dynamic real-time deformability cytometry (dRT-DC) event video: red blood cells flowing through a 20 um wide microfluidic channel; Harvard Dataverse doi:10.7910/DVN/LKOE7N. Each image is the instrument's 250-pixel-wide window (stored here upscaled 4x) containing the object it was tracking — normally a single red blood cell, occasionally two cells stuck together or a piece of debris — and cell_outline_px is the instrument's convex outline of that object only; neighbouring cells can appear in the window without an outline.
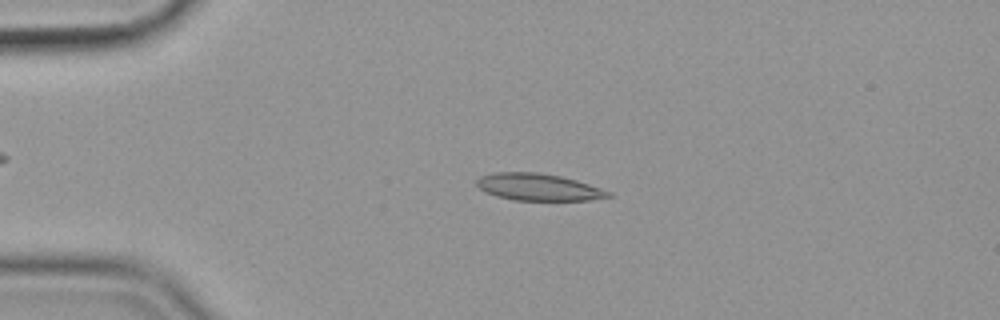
{"species": "common noctule bat (a hibernating species)", "species_latin": "Nyctalus noctula", "temperature_condition": "cold", "stored_images_in_passage": 55, "camera_frame_rate_fps": 3000, "um_per_image_px": 0.085, "animal": {"sex": "female", "body_mass_g": 19.9}, "frame": {"image": 1, "passage_image": 12, "time_ms": 3.667, "image_size_px": [1000, 320], "cell_outline_px": [[612, 196], [588, 200], [512, 200], [496, 196], [484, 192], [476, 184], [476, 180], [480, 176], [496, 172], [536, 172], [560, 176], [576, 180], [612, 192]], "centroid_in_image_um": [45.73, 15.9], "position_along_channel_um": 39.3, "area_um2": 20.63}}
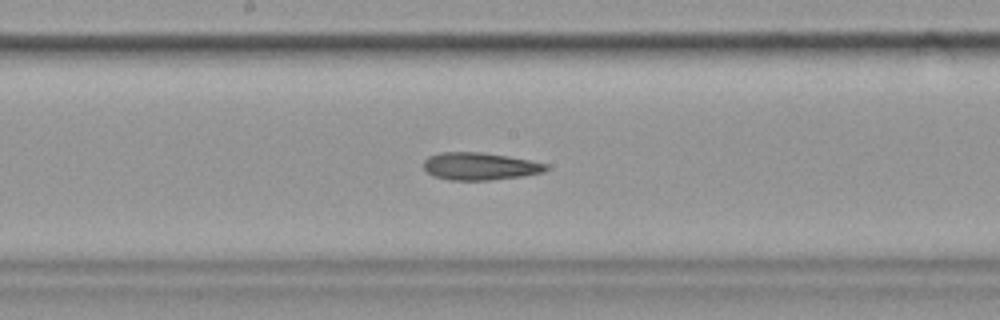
{"frame": {"image": 2, "passage_image": 29, "time_ms": 9.333, "image_size_px": [1000, 320], "cell_outline_px": [[548, 168], [544, 172], [524, 176], [488, 180], [448, 180], [432, 176], [424, 168], [424, 160], [428, 156], [440, 152], [480, 152], [508, 156], [548, 164]], "centroid_in_image_um": [40.77, 14.13], "position_along_channel_um": 207.4, "area_um2": 19.65}}
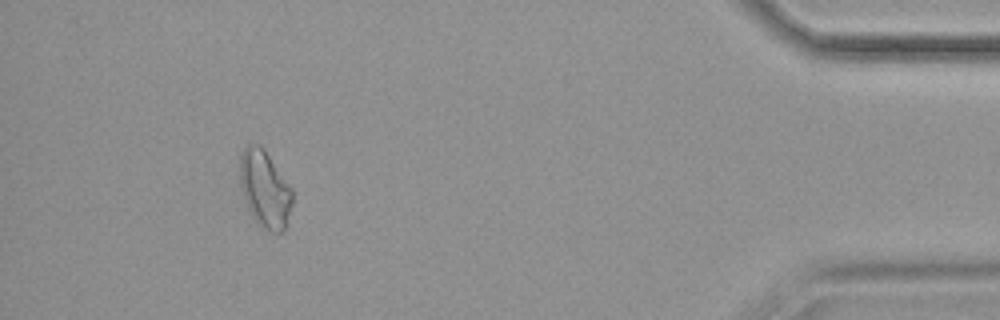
{"frame": {"image": 3, "passage_image": 51, "time_ms": 16.667, "image_size_px": [1000, 320], "cell_outline_px": [[292, 204], [284, 232], [272, 232], [260, 228], [256, 224], [248, 208], [240, 184], [240, 156], [244, 148], [248, 144], [260, 144], [264, 148], [292, 188]], "centroid_in_image_um": [22.51, 16.08], "position_along_channel_um": 412.7, "area_um2": 23.7}, "authors_computed_cell_mechanics": {"area_um2": 20.4612, "velocity_mm_per_s": 3.5723, "shape_relaxation_time_tau1_ms": null, "shape_relaxation_time_tau2_ms": 7.3848, "deformation_change_tau1": null, "deformation_change_tau2": 0.1958}}